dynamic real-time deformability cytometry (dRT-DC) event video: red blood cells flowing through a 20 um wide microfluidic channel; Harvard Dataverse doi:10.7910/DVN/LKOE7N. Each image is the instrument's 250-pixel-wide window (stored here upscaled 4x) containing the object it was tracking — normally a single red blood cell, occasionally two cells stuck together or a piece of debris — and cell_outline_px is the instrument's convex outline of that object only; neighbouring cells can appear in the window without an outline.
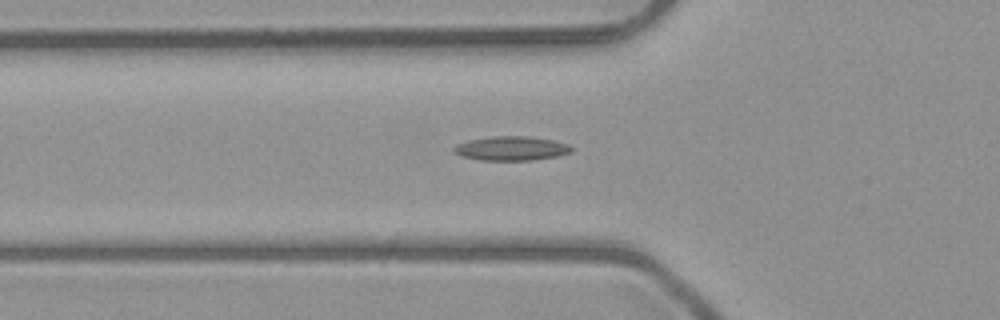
{"species": "common noctule bat (a hibernating species)", "species_latin": "Nyctalus noctula", "temperature_condition": "room temperature", "stored_images_in_passage": 50, "camera_frame_rate_fps": 3000, "um_per_image_px": 0.085, "animal": {"sex": "male", "body_mass_g": 23.1, "forearm_length_mm": 52.7}, "frame": {"image": 1, "passage_image": 18, "time_ms": 5.667, "image_size_px": [1000, 320], "cell_outline_px": [[572, 152], [556, 156], [532, 160], [480, 160], [464, 156], [452, 152], [452, 148], [456, 144], [468, 140], [492, 136], [528, 136], [552, 140], [568, 144], [572, 148]], "centroid_in_image_um": [43.43, 12.61], "position_along_channel_um": 82.4, "area_um2": 16.53}}
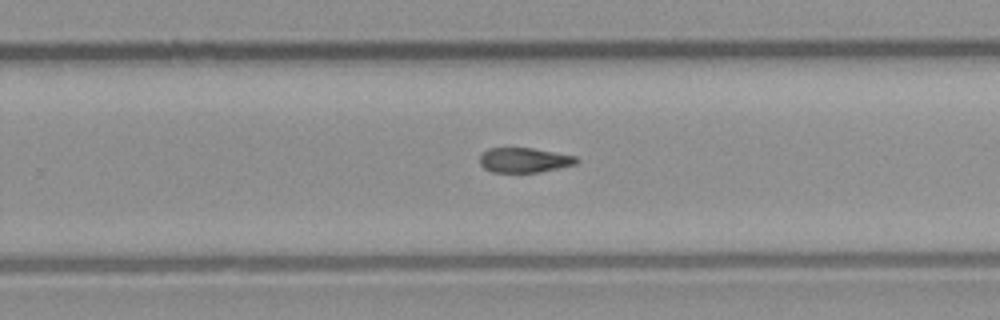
{"frame": {"image": 2, "passage_image": 33, "time_ms": 10.667, "image_size_px": [1000, 320], "cell_outline_px": [[580, 160], [576, 164], [540, 172], [492, 172], [484, 168], [480, 164], [480, 156], [488, 148], [532, 148], [576, 156]], "centroid_in_image_um": [44.57, 13.61], "position_along_channel_um": 285.2, "area_um2": 13.93}}
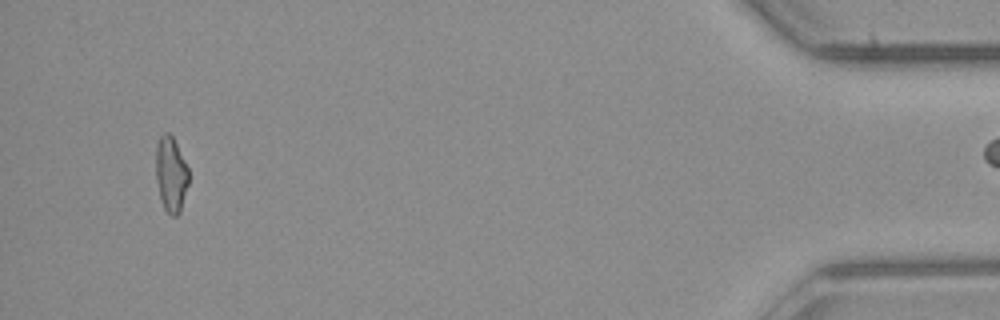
{"frame": {"image": 3, "passage_image": 49, "time_ms": 16.0, "image_size_px": [1000, 320], "cell_outline_px": [[188, 184], [180, 212], [176, 216], [172, 216], [164, 208], [160, 200], [156, 180], [156, 144], [160, 136], [164, 132], [168, 132], [172, 136], [188, 168]], "centroid_in_image_um": [14.51, 14.82], "position_along_channel_um": 420.7, "area_um2": 14.33}}